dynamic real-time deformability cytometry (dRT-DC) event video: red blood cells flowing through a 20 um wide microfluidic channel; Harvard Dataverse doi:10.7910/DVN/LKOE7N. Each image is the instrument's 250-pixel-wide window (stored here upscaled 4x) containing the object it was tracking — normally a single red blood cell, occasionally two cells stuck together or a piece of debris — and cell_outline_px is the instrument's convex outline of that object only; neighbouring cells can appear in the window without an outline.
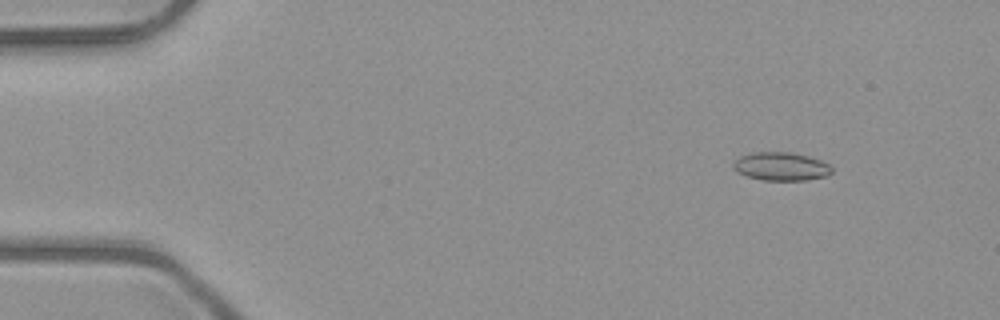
{"species": "common noctule bat (a hibernating species)", "species_latin": "Nyctalus noctula", "temperature_condition": "room temperature", "stored_images_in_passage": 51, "camera_frame_rate_fps": 3000, "um_per_image_px": 0.085, "animal": {"sex": "male", "body_mass_g": 23.1, "forearm_length_mm": 52.7}, "frame": {"image": 1, "passage_image": 5, "time_ms": 1.333, "image_size_px": [1000, 320], "cell_outline_px": [[832, 172], [828, 176], [804, 180], [764, 180], [748, 176], [736, 172], [732, 168], [732, 164], [740, 156], [752, 152], [792, 152], [808, 156], [820, 160], [828, 164], [832, 168]], "centroid_in_image_um": [66.38, 14.14], "position_along_channel_um": 18.6, "area_um2": 16.3}}
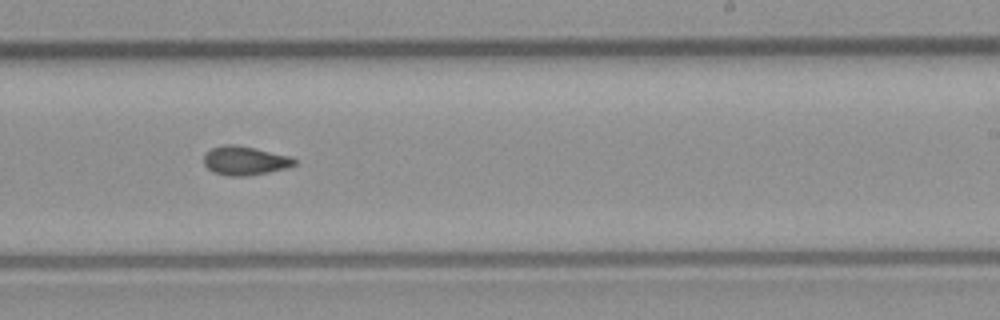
{"frame": {"image": 2, "passage_image": 31, "time_ms": 10.0, "image_size_px": [1000, 320], "cell_outline_px": [[296, 164], [288, 168], [268, 172], [244, 176], [228, 176], [212, 172], [204, 164], [204, 152], [212, 148], [224, 144], [236, 144], [256, 148], [292, 156], [296, 160]], "centroid_in_image_um": [20.82, 13.64], "position_along_channel_um": 268.2, "area_um2": 15.49}}
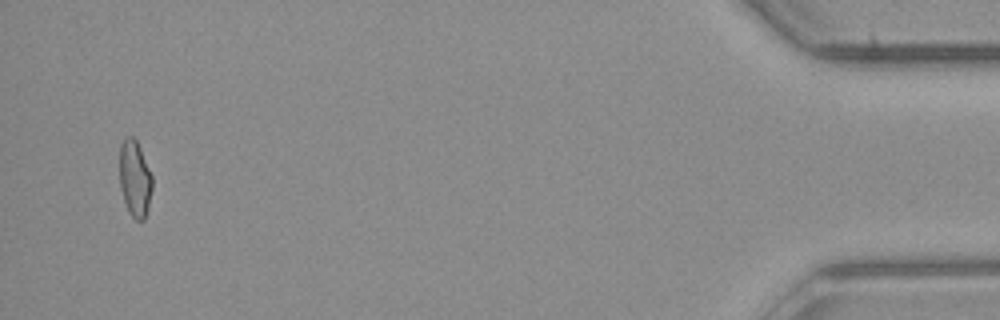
{"frame": {"image": 3, "passage_image": 49, "time_ms": 16.0, "image_size_px": [1000, 320], "cell_outline_px": [[152, 188], [148, 208], [144, 220], [136, 220], [128, 212], [120, 188], [120, 144], [128, 136], [132, 136], [136, 140], [140, 148], [152, 176]], "centroid_in_image_um": [11.46, 15.2], "position_along_channel_um": 423.7, "area_um2": 14.45}, "authors_computed_cell_mechanics": {"area_um2": 15.028, "velocity_mm_per_s": 4.0375, "shape_relaxation_time_tau1_ms": null, "shape_relaxation_time_tau2_ms": 2.3547, "deformation_change_tau1": null, "deformation_change_tau2": 0.0779}}